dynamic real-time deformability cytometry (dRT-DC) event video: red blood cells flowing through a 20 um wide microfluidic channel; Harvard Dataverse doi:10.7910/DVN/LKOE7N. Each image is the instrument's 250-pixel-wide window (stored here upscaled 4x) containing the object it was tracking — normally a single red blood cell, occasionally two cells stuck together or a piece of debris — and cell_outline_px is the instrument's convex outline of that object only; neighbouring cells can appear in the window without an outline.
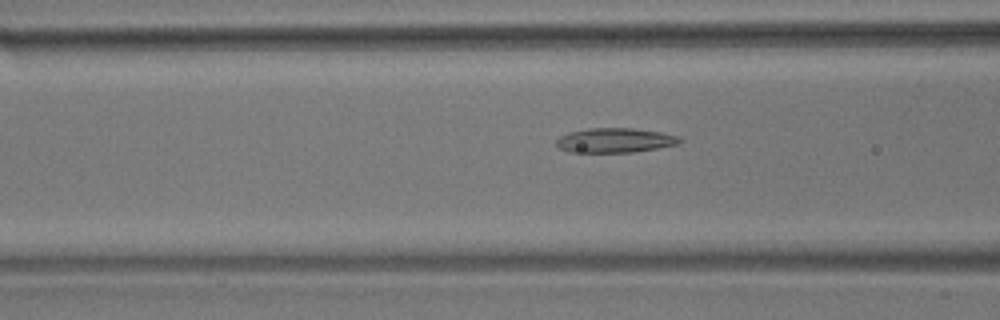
{"species": "common noctule bat (a hibernating species)", "species_latin": "Nyctalus noctula", "temperature_condition": "room temperature", "stored_images_in_passage": 7, "camera_frame_rate_fps": 3000, "um_per_image_px": 0.085, "animal": {"sex": "male", "body_mass_g": 17.9}, "frame": {"image": 1, "passage_image": 5, "time_ms": 1.333, "image_size_px": [1000, 320], "cell_outline_px": [[684, 140], [676, 144], [656, 148], [632, 152], [568, 152], [556, 148], [556, 140], [560, 136], [572, 132], [588, 128], [632, 128], [660, 132], [680, 136]], "centroid_in_image_um": [52.25, 11.93], "position_along_channel_um": 114.4, "area_um2": 17.63}}